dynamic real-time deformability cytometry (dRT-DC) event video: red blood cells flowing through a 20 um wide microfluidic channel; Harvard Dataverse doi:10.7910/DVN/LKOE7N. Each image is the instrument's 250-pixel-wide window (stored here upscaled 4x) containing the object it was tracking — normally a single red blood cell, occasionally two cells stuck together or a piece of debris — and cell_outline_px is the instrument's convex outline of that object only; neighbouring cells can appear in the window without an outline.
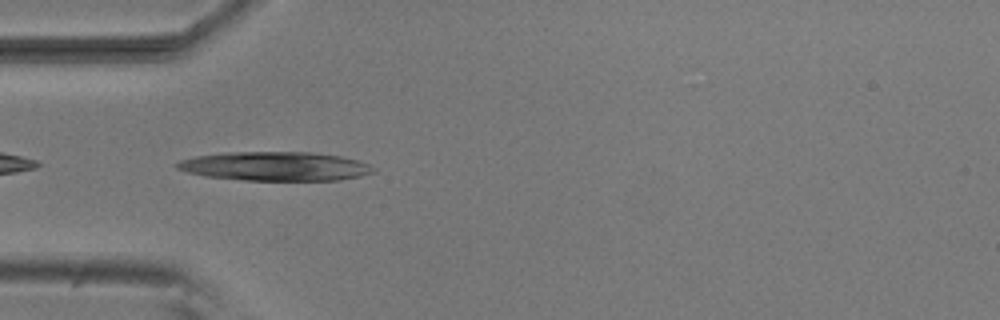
{"species": "common noctule bat (a hibernating species)", "species_latin": "Nyctalus noctula", "temperature_condition": "room temperature", "stored_images_in_passage": 51, "camera_frame_rate_fps": 3000, "um_per_image_px": 0.085, "animal": {"sex": "male", "body_mass_g": 20.5, "forearm_length_mm": 52.5}, "frame": {"image": 1, "passage_image": 15, "time_ms": 4.667, "image_size_px": [1000, 320], "cell_outline_px": [[376, 172], [360, 176], [340, 180], [244, 180], [204, 176], [188, 172], [176, 168], [176, 164], [180, 160], [196, 156], [224, 152], [312, 152], [340, 156], [360, 160], [376, 168]], "centroid_in_image_um": [23.43, 14.13], "position_along_channel_um": 61.6, "area_um2": 33.29}}
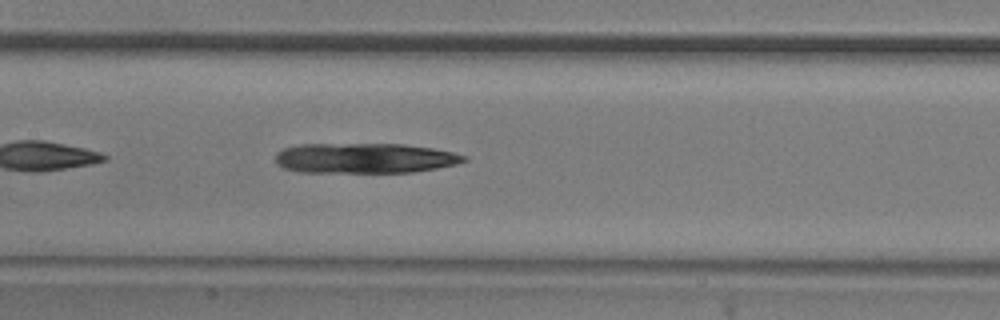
{"frame": {"image": 2, "passage_image": 24, "time_ms": 7.667, "image_size_px": [1000, 320], "cell_outline_px": [[468, 160], [456, 164], [436, 168], [412, 172], [300, 172], [284, 168], [276, 164], [276, 152], [284, 148], [300, 144], [404, 144], [432, 148], [452, 152], [468, 156]], "centroid_in_image_um": [30.99, 13.44], "position_along_channel_um": 176.4, "area_um2": 33.18}}
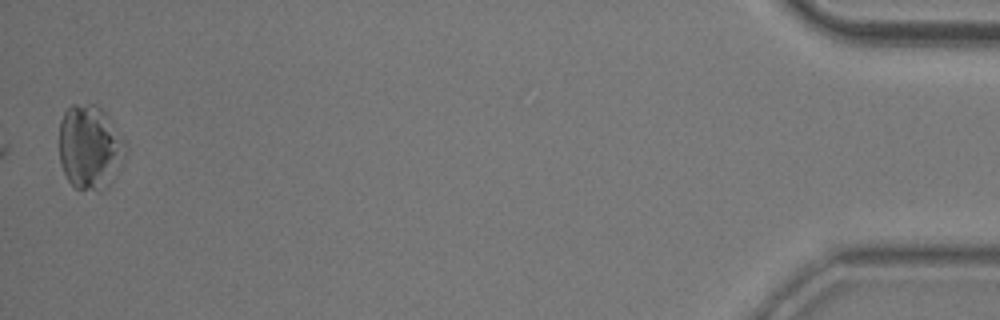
{"frame": {"image": 3, "passage_image": 51, "time_ms": 16.667, "image_size_px": [1000, 320], "cell_outline_px": [[128, 152], [108, 188], [100, 192], [80, 192], [68, 180], [60, 164], [60, 120], [64, 112], [72, 104], [96, 104], [108, 116], [128, 144]], "centroid_in_image_um": [7.67, 12.56], "position_along_channel_um": 427.5, "area_um2": 33.41}}